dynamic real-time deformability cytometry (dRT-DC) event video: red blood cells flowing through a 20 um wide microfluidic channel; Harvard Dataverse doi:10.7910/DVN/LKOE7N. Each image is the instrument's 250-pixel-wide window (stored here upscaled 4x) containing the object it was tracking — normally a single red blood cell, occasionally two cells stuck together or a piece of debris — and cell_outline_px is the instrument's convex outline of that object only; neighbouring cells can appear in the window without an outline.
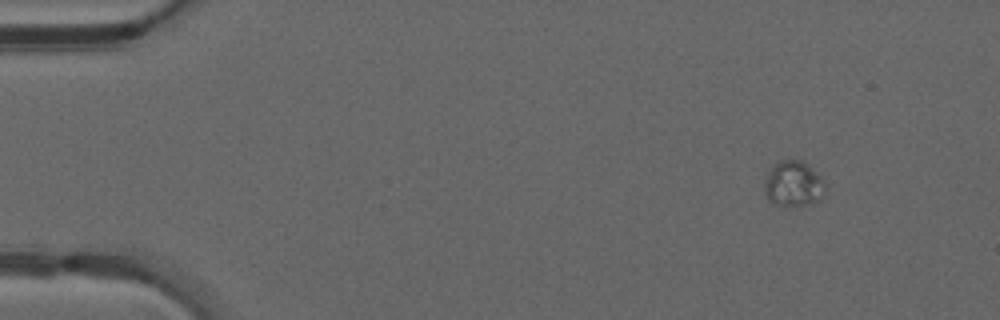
{"species": "common noctule bat (a hibernating species)", "species_latin": "Nyctalus noctula", "temperature_condition": "warm", "stored_images_in_passage": 45, "camera_frame_rate_fps": 3000, "um_per_image_px": 0.085, "animal": {"sex": "male", "forearm_length_mm": 52.5}, "frame": {"image": 1, "passage_image": 1, "time_ms": 0.0, "image_size_px": [1000, 320], "cell_outline_px": [[824, 188], [820, 200], [812, 204], [776, 204], [768, 200], [764, 192], [764, 180], [768, 172], [780, 160], [800, 160], [820, 176], [824, 184]], "centroid_in_image_um": [67.4, 15.62], "position_along_channel_um": 17.6, "area_um2": 15.61}}
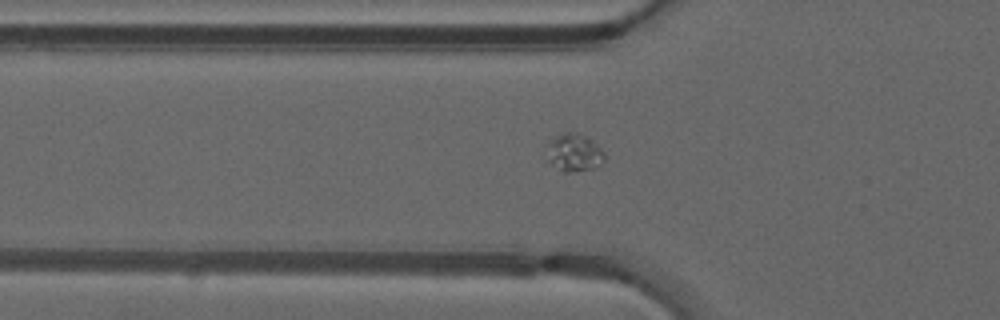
{"frame": {"image": 2, "passage_image": 13, "time_ms": 4.0, "image_size_px": [1000, 320], "cell_outline_px": [[604, 160], [596, 168], [568, 172], [564, 172], [552, 164], [548, 160], [548, 144], [556, 136], [568, 132], [576, 132], [584, 136], [600, 148], [604, 152]], "centroid_in_image_um": [48.81, 12.99], "position_along_channel_um": 77.0, "area_um2": 12.25}}
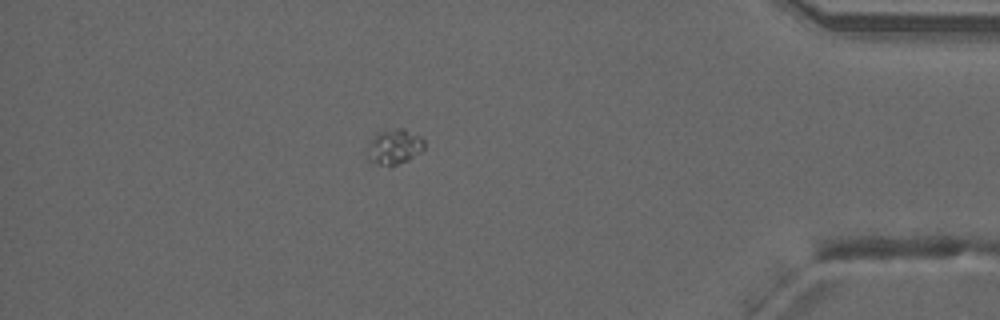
{"frame": {"image": 3, "passage_image": 39, "time_ms": 12.667, "image_size_px": [1000, 320], "cell_outline_px": [[424, 148], [420, 152], [408, 160], [396, 164], [376, 164], [368, 160], [368, 144], [376, 132], [396, 128], [404, 128], [420, 136], [424, 140]], "centroid_in_image_um": [33.51, 12.44], "position_along_channel_um": 401.7, "area_um2": 11.56}}